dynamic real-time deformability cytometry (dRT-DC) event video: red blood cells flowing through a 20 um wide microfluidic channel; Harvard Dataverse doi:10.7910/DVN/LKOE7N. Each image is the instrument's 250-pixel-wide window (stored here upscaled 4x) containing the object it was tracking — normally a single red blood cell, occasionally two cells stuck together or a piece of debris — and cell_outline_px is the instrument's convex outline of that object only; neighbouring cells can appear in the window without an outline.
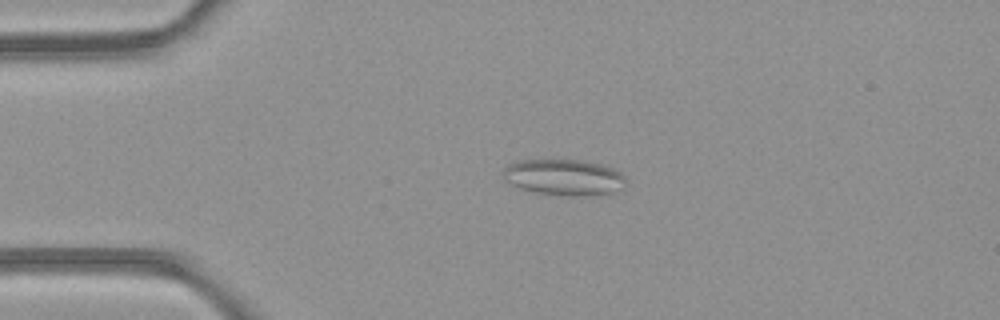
{"species": "common noctule bat (a hibernating species)", "species_latin": "Nyctalus noctula", "temperature_condition": "room temperature", "stored_images_in_passage": 45, "camera_frame_rate_fps": 3000, "um_per_image_px": 0.085, "animal": {"sex": "female", "body_mass_g": 21.9}, "frame": {"image": 1, "passage_image": 7, "time_ms": 2.0, "image_size_px": [1000, 320], "cell_outline_px": [[628, 184], [624, 188], [612, 192], [588, 196], [564, 196], [536, 192], [520, 188], [504, 180], [504, 168], [508, 164], [516, 160], [580, 160], [600, 164], [612, 168], [620, 172], [628, 180]], "centroid_in_image_um": [47.97, 15.07], "position_along_channel_um": 37.0, "area_um2": 26.01}}
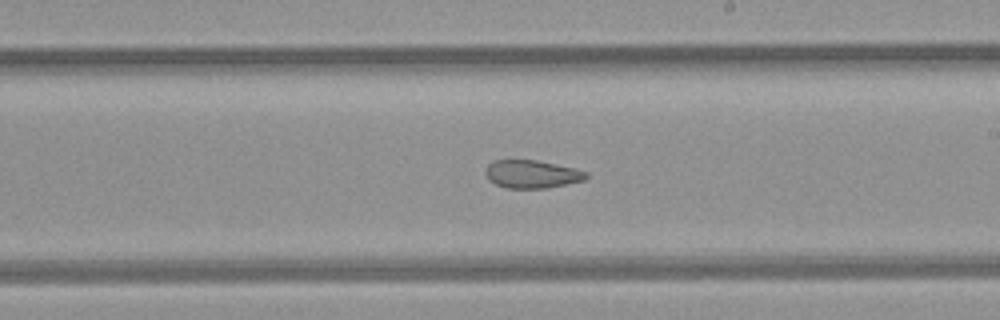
{"frame": {"image": 2, "passage_image": 24, "time_ms": 7.667, "image_size_px": [1000, 320], "cell_outline_px": [[588, 176], [584, 180], [544, 188], [508, 188], [496, 184], [488, 180], [484, 172], [488, 164], [492, 160], [536, 160], [556, 164], [588, 172]], "centroid_in_image_um": [45.16, 14.79], "position_along_channel_um": 243.8, "area_um2": 16.3}}
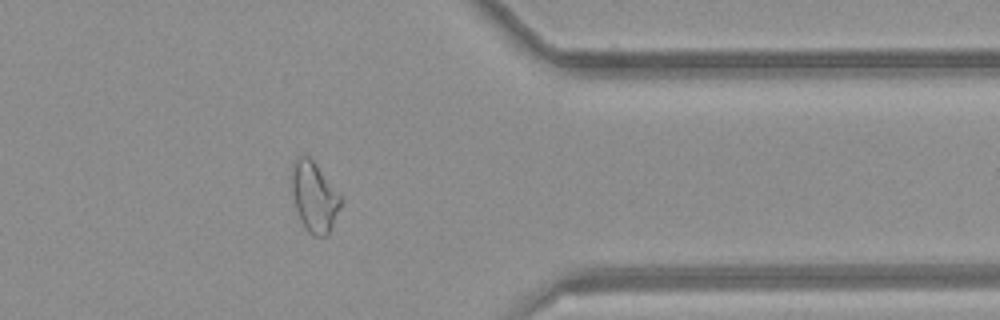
{"frame": {"image": 3, "passage_image": 35, "time_ms": 11.333, "image_size_px": [1000, 320], "cell_outline_px": [[340, 208], [328, 232], [324, 236], [312, 236], [308, 232], [300, 220], [292, 196], [292, 160], [300, 152], [304, 152], [316, 164], [340, 196]], "centroid_in_image_um": [26.65, 16.67], "position_along_channel_um": 384.7, "area_um2": 19.83}, "authors_computed_cell_mechanics": {"area_um2": 19.9988, "velocity_mm_per_s": 4.2557, "shape_relaxation_time_tau1_ms": null, "shape_relaxation_time_tau2_ms": 3.3401, "deformation_change_tau1": null, "deformation_change_tau2": 0.114}}